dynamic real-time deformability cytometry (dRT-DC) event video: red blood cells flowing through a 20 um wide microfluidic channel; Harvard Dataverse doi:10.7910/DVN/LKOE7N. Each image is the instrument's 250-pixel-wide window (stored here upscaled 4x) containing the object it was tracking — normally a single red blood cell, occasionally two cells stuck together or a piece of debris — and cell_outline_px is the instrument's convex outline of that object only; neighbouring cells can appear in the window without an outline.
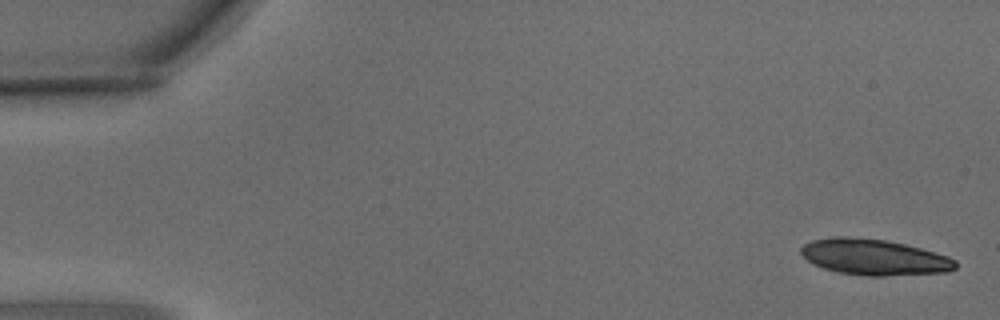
{"species": "common noctule bat (a hibernating species)", "species_latin": "Nyctalus noctula", "temperature_condition": "warm", "stored_images_in_passage": 6, "camera_frame_rate_fps": 3000, "um_per_image_px": 0.085, "animal": {"sex": "male", "body_mass_g": 15.6}, "frame": {"image": 1, "passage_image": 1, "time_ms": 0.0, "image_size_px": [1000, 320], "cell_outline_px": [[956, 268], [948, 272], [884, 276], [868, 276], [840, 272], [824, 268], [812, 264], [800, 252], [800, 248], [804, 244], [812, 240], [832, 236], [844, 236], [884, 240], [904, 244], [920, 248], [948, 256], [956, 260]], "centroid_in_image_um": [74.29, 21.85], "position_along_channel_um": 10.7, "area_um2": 32.25}}